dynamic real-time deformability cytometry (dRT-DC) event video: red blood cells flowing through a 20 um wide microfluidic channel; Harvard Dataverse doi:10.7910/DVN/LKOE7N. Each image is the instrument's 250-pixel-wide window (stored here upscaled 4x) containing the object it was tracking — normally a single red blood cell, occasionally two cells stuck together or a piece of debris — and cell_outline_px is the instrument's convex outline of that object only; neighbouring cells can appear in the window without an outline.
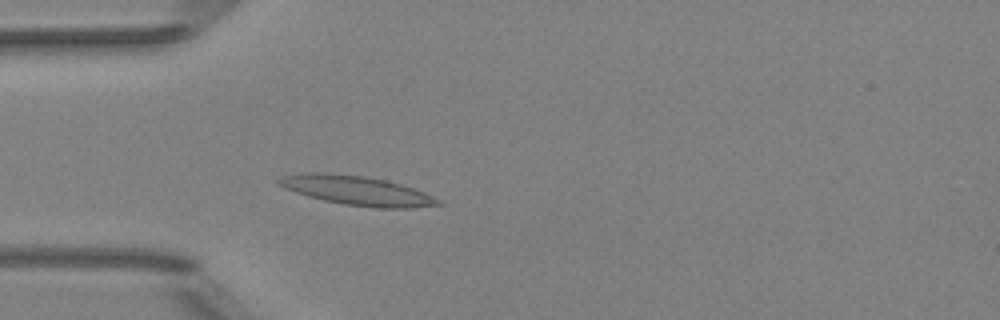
{"species": "Egyptian fruit bat (a non-hibernating species)", "species_latin": "Rousettus aegyptiacus", "temperature_condition": "room temperature", "stored_images_in_passage": 37, "camera_frame_rate_fps": 3000, "um_per_image_px": 0.085, "animal": {"sex": "female"}, "frame": {"image": 1, "passage_image": 1, "time_ms": 0.0, "image_size_px": [1000, 320], "cell_outline_px": [[444, 204], [412, 208], [376, 208], [344, 204], [324, 200], [308, 196], [284, 188], [276, 184], [276, 180], [284, 176], [308, 172], [324, 172], [364, 176], [384, 180], [400, 184], [424, 192], [440, 200]], "centroid_in_image_um": [30.33, 16.2], "position_along_channel_um": 54.7, "area_um2": 26.99}}
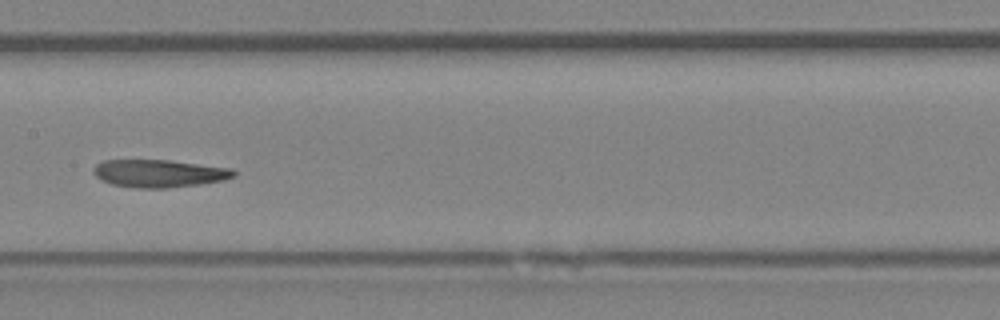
{"frame": {"image": 2, "passage_image": 12, "time_ms": 3.667, "image_size_px": [1000, 320], "cell_outline_px": [[236, 176], [224, 180], [200, 184], [168, 188], [136, 188], [112, 184], [96, 176], [92, 172], [92, 168], [96, 164], [104, 160], [168, 160], [232, 168], [236, 172]], "centroid_in_image_um": [13.54, 14.74], "position_along_channel_um": 193.9, "area_um2": 22.66}}
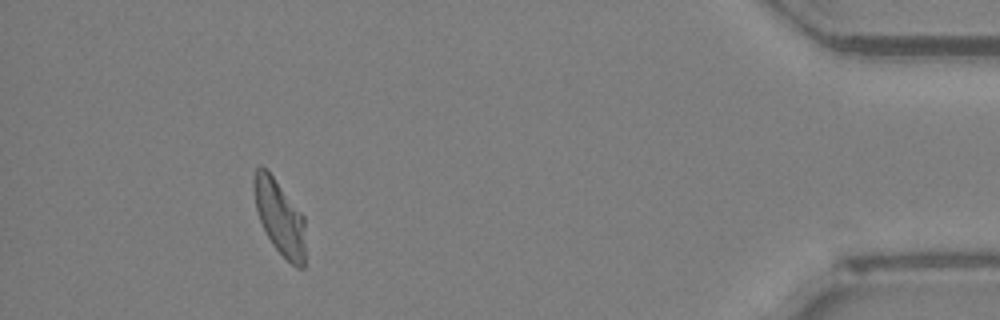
{"frame": {"image": 3, "passage_image": 33, "time_ms": 10.667, "image_size_px": [1000, 320], "cell_outline_px": [[304, 268], [296, 268], [272, 244], [260, 220], [256, 208], [252, 188], [252, 180], [256, 168], [260, 164], [268, 168], [304, 216]], "centroid_in_image_um": [23.74, 18.38], "position_along_channel_um": 411.5, "area_um2": 22.54}, "authors_computed_cell_mechanics": {"area_um2": 22.8888, "velocity_mm_per_s": 3.9867, "shape_relaxation_time_tau1_ms": null, "shape_relaxation_time_tau2_ms": 9.5116, "deformation_change_tau1": null, "deformation_change_tau2": 0.224}}